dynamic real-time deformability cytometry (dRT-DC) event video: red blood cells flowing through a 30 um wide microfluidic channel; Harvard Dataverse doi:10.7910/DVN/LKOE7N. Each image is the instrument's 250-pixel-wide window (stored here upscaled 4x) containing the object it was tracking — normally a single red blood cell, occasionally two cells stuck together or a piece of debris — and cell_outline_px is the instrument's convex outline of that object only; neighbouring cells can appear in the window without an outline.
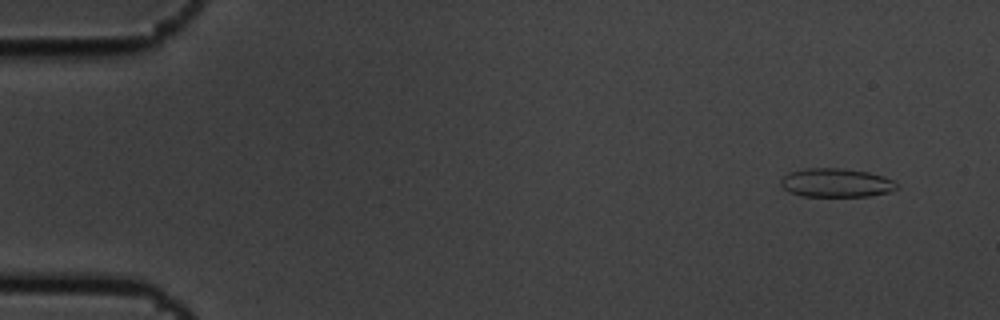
{"species": "common noctule bat (a hibernating species)", "species_latin": "Nyctalus noctula", "temperature_condition": "cold", "stored_images_in_passage": 4, "camera_frame_rate_fps": 3000, "um_per_image_px": 0.085, "animal": {"sex": "male", "body_mass_g": 19.5, "forearm_length_mm": 54.6}, "frame": {"image": 1, "passage_image": 1, "time_ms": 0.0, "image_size_px": [1000, 320], "cell_outline_px": [[896, 188], [888, 192], [868, 196], [800, 196], [784, 188], [780, 184], [780, 180], [788, 172], [804, 168], [844, 168], [868, 172], [892, 180], [896, 184]], "centroid_in_image_um": [71.02, 15.53], "position_along_channel_um": 14.0, "area_um2": 19.25}}
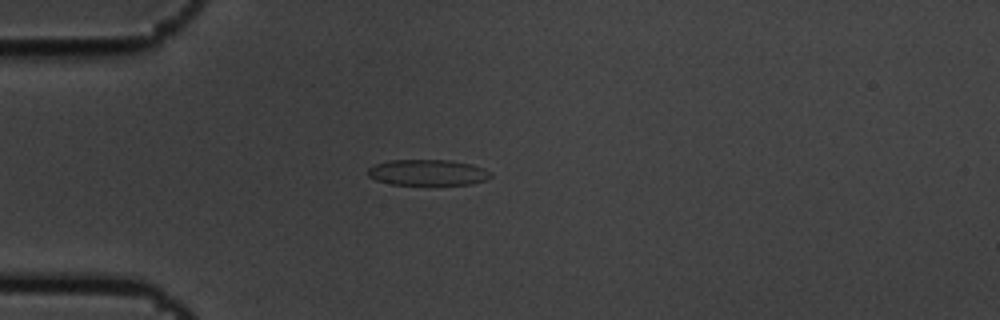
{"frame": {"image": 2, "passage_image": 4, "time_ms": 1.0, "image_size_px": [1000, 320], "cell_outline_px": [[492, 176], [488, 180], [472, 184], [392, 184], [376, 180], [368, 176], [368, 168], [376, 164], [388, 160], [452, 160], [472, 164], [484, 168], [492, 172]], "centroid_in_image_um": [36.41, 14.65], "position_along_channel_um": 48.6, "area_um2": 18.61}}